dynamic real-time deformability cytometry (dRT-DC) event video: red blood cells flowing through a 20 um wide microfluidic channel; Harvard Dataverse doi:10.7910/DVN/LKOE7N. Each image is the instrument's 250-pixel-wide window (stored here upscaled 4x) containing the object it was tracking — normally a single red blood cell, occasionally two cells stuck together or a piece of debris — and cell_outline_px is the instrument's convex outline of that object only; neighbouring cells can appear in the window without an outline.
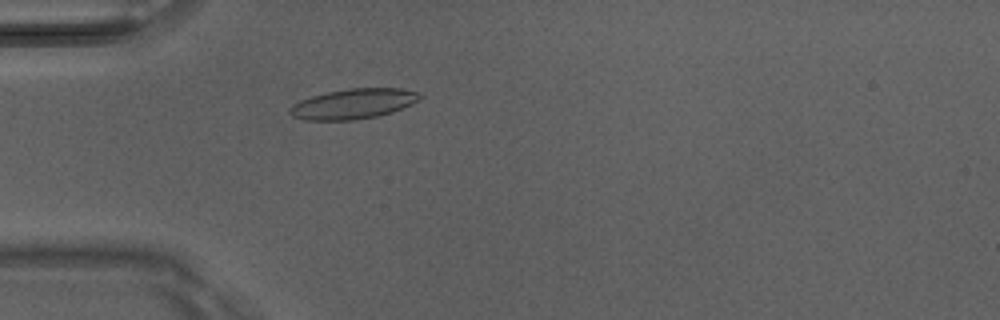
{"species": "Egyptian fruit bat (a non-hibernating species)", "species_latin": "Rousettus aegyptiacus", "temperature_condition": "room temperature", "stored_images_in_passage": 50, "camera_frame_rate_fps": 3000, "um_per_image_px": 0.085, "animal": {"sex": "male"}, "frame": {"image": 1, "passage_image": 15, "time_ms": 4.667, "image_size_px": [1000, 320], "cell_outline_px": [[424, 96], [420, 100], [412, 104], [392, 112], [376, 116], [356, 120], [304, 120], [292, 116], [288, 112], [288, 108], [300, 100], [312, 96], [328, 92], [348, 88], [400, 88], [420, 92]], "centroid_in_image_um": [30.06, 8.82], "position_along_channel_um": 54.9, "area_um2": 23.0}}
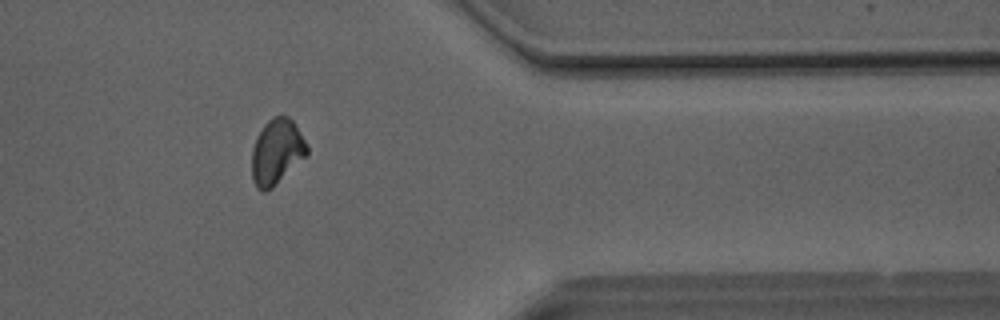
{"frame": {"image": 2, "passage_image": 41, "time_ms": 13.333, "image_size_px": [1000, 320], "cell_outline_px": [[308, 152], [272, 188], [264, 192], [256, 188], [252, 180], [252, 148], [256, 136], [264, 124], [272, 116], [288, 116], [292, 120], [308, 144]], "centroid_in_image_um": [23.48, 12.88], "position_along_channel_um": 387.9, "area_um2": 20.87}}
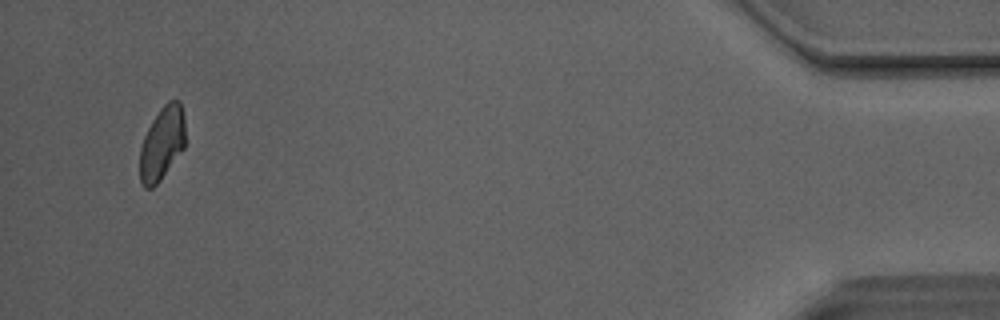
{"frame": {"image": 3, "passage_image": 48, "time_ms": 15.667, "image_size_px": [1000, 320], "cell_outline_px": [[184, 148], [160, 180], [152, 188], [144, 188], [140, 180], [140, 148], [144, 136], [152, 120], [160, 108], [168, 100], [180, 100], [184, 116]], "centroid_in_image_um": [13.76, 12.17], "position_along_channel_um": 421.4, "area_um2": 19.36}, "authors_computed_cell_mechanics": {"area_um2": 21.1259, "velocity_mm_per_s": 4.1295, "shape_relaxation_time_tau1_ms": 7.5408, "shape_relaxation_time_tau2_ms": 4.8613, "deformation_change_tau1": 0.1571, "deformation_change_tau2": 0.0984}}